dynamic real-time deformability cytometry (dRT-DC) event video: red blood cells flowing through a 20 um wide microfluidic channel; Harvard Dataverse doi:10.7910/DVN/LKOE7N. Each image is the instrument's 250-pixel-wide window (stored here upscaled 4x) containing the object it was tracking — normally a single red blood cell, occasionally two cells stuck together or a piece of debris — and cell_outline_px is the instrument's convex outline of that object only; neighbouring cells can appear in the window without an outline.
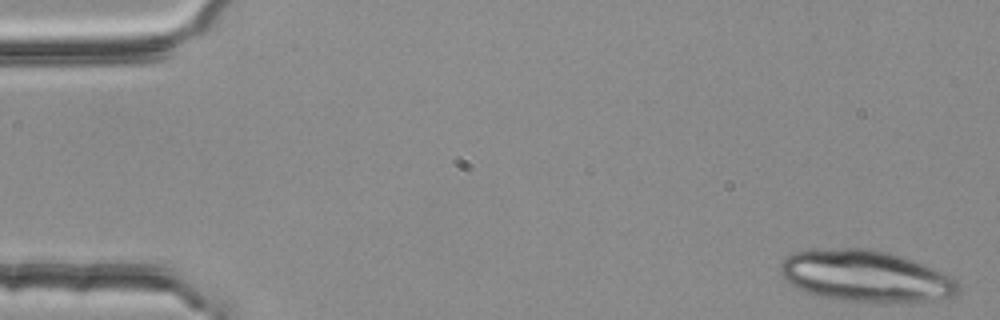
{"species": "common noctule bat (a hibernating species)", "species_latin": "Nyctalus noctula", "temperature_condition": "room temperature", "stored_images_in_passage": 19, "camera_frame_rate_fps": 3000, "um_per_image_px": 0.085, "animal": {"sex": "female", "body_mass_g": 25.1}, "frame": {"image": 1, "passage_image": 1, "time_ms": 0.0, "image_size_px": [1000, 320], "cell_outline_px": [[960, 292], [956, 296], [932, 300], [852, 300], [820, 296], [808, 292], [784, 280], [780, 272], [780, 264], [784, 256], [792, 252], [840, 248], [868, 248], [888, 252], [924, 264], [956, 280], [960, 284]], "centroid_in_image_um": [73.56, 23.43], "position_along_channel_um": 11.4, "area_um2": 52.19}}